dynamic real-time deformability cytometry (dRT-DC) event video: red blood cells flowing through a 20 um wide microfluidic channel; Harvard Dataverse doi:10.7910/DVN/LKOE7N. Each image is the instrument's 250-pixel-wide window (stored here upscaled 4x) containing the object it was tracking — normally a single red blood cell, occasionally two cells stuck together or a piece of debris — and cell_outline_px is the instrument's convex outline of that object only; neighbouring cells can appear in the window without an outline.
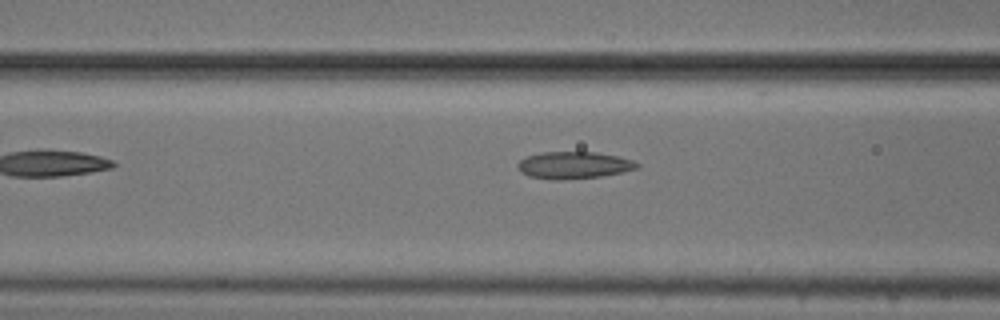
{"species": "common noctule bat (a hibernating species)", "species_latin": "Nyctalus noctula", "temperature_condition": "cold", "stored_images_in_passage": 6, "camera_frame_rate_fps": 3000, "um_per_image_px": 0.085, "animal": {"sex": "male", "body_mass_g": 20.5, "forearm_length_mm": 52.5}, "frame": {"image": 1, "passage_image": 5, "time_ms": 5.667, "image_size_px": [1000, 320], "cell_outline_px": [[640, 164], [636, 168], [620, 172], [600, 176], [560, 180], [552, 180], [528, 176], [520, 172], [516, 164], [520, 160], [528, 156], [540, 152], [596, 152], [620, 156], [632, 160]], "centroid_in_image_um": [48.73, 14.03], "position_along_channel_um": 117.9, "area_um2": 18.79}}
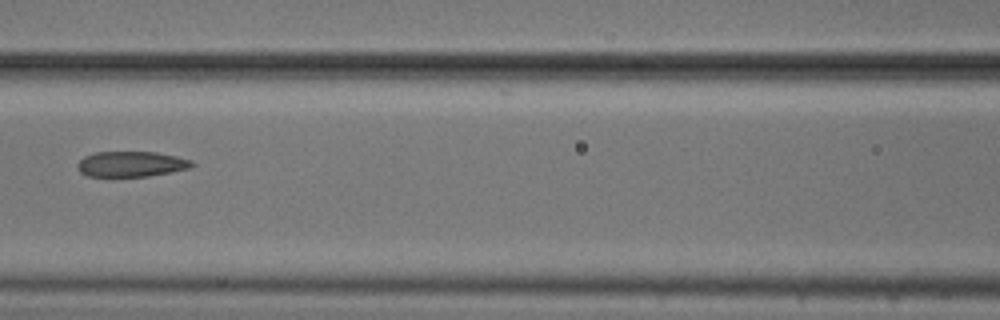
{"frame": {"image": 2, "passage_image": 6, "time_ms": 6.667, "image_size_px": [1000, 320], "cell_outline_px": [[196, 164], [192, 168], [148, 176], [88, 176], [80, 172], [76, 164], [84, 156], [96, 152], [156, 152], [176, 156], [192, 160]], "centroid_in_image_um": [11.18, 13.94], "position_along_channel_um": 155.4, "area_um2": 16.99}}